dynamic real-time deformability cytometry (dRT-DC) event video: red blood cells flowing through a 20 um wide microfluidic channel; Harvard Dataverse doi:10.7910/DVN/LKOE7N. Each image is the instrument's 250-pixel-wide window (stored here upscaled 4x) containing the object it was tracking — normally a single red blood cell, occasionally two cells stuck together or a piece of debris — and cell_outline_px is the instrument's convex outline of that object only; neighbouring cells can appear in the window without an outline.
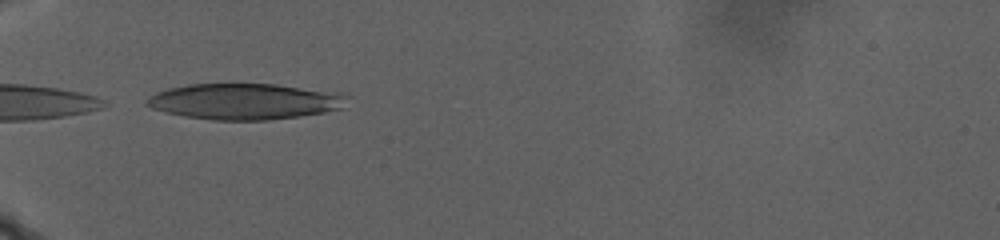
{"species": "human", "species_latin": "Homo sapiens", "temperature_condition": "warm", "stored_images_in_passage": 45, "camera_frame_rate_fps": 3000, "um_per_image_px": 0.085, "donor": {"sex": "male"}, "frame": {"image": 1, "passage_image": 1, "time_ms": 0.0, "image_size_px": [1000, 240], "cell_outline_px": [[352, 96], [340, 108], [324, 112], [300, 116], [268, 120], [212, 120], [184, 116], [164, 112], [152, 108], [144, 104], [148, 96], [156, 92], [168, 88], [188, 84], [276, 84], [348, 92]], "centroid_in_image_um": [20.86, 8.61], "position_along_channel_um": 64.1, "area_um2": 42.71}}
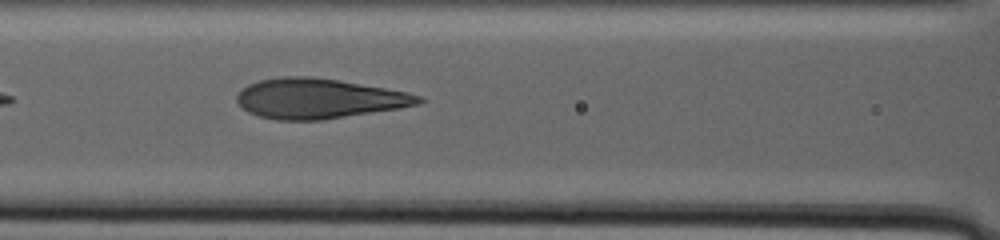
{"frame": {"image": 2, "passage_image": 12, "time_ms": 4.0, "image_size_px": [1000, 240], "cell_outline_px": [[424, 100], [420, 104], [400, 108], [324, 120], [276, 120], [260, 116], [248, 112], [236, 100], [236, 96], [248, 84], [260, 80], [280, 76], [312, 76], [408, 92], [420, 96]], "centroid_in_image_um": [27.09, 8.38], "position_along_channel_um": 139.5, "area_um2": 42.19}}
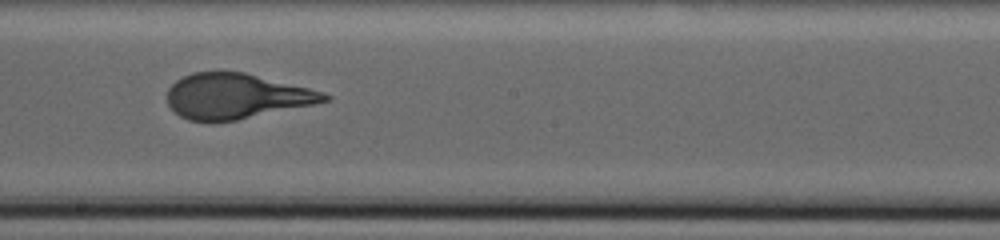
{"frame": {"image": 3, "passage_image": 26, "time_ms": 8.0, "image_size_px": [1000, 240], "cell_outline_px": [[332, 96], [328, 100], [312, 104], [236, 120], [188, 120], [180, 116], [168, 104], [168, 88], [176, 80], [192, 72], [244, 72], [324, 92]], "centroid_in_image_um": [20.06, 8.16], "position_along_channel_um": 228.1, "area_um2": 40.58}}